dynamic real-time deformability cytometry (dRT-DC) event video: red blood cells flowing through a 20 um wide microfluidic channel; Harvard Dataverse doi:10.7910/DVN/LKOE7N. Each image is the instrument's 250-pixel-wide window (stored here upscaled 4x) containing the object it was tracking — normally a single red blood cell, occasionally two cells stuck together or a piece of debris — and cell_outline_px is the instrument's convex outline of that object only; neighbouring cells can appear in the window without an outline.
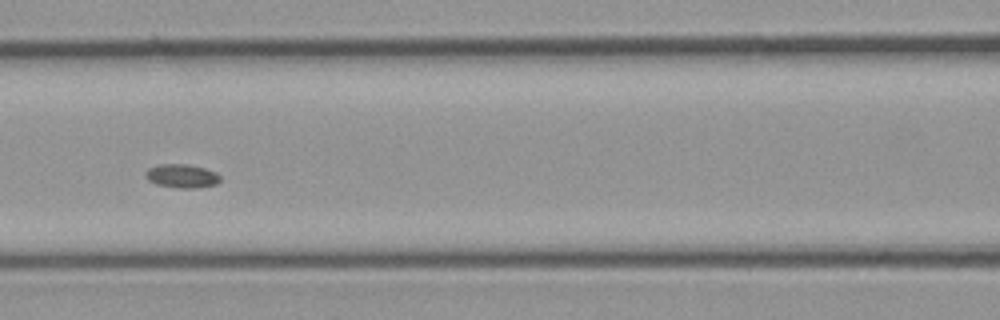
{"species": "common noctule bat (a hibernating species)", "species_latin": "Nyctalus noctula", "temperature_condition": "cold", "stored_images_in_passage": 58, "camera_frame_rate_fps": 3000, "um_per_image_px": 0.085, "animal": {"sex": "male", "body_mass_g": 23.1, "forearm_length_mm": 52.7}, "frame": {"image": 1, "passage_image": 26, "time_ms": 8.333, "image_size_px": [1000, 320], "cell_outline_px": [[220, 180], [216, 184], [200, 188], [176, 188], [156, 184], [148, 180], [144, 176], [144, 172], [148, 168], [160, 164], [184, 164], [204, 168], [216, 172], [220, 176]], "centroid_in_image_um": [15.43, 14.97], "position_along_channel_um": 151.2, "area_um2": 10.4}}
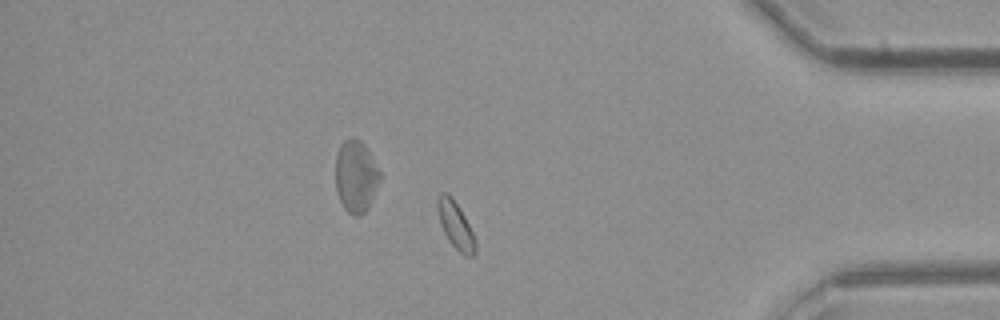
{"frame": {"image": 2, "passage_image": 49, "time_ms": 16.0, "image_size_px": [1000, 320], "cell_outline_px": [[476, 252], [472, 256], [464, 256], [448, 240], [440, 224], [436, 204], [436, 200], [440, 192], [448, 192], [452, 196], [460, 208], [476, 240]], "centroid_in_image_um": [38.71, 19.11], "position_along_channel_um": 396.5, "area_um2": 10.46}}